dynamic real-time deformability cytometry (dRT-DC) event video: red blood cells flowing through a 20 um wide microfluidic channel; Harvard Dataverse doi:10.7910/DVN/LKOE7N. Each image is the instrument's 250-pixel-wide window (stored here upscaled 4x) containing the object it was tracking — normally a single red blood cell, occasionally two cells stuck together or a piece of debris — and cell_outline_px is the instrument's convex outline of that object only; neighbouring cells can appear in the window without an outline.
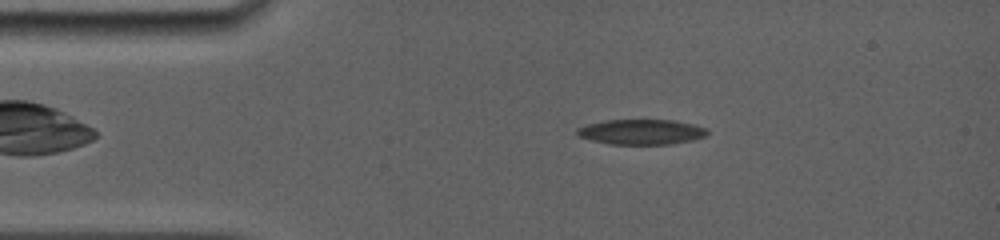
{"species": "common noctule bat (a hibernating species)", "species_latin": "Nyctalus noctula", "temperature_condition": "room temperature", "stored_images_in_passage": 45, "camera_frame_rate_fps": 5000, "um_per_image_px": 0.085, "animal": {"sex": "female", "body_mass_g": 19.0, "forearm_length_mm": 56.7}, "frame": {"image": 1, "passage_image": 8, "time_ms": 2.6, "image_size_px": [1000, 240], "cell_outline_px": [[708, 136], [696, 140], [672, 144], [612, 144], [592, 140], [580, 136], [576, 132], [576, 128], [588, 124], [604, 120], [672, 120], [692, 124], [708, 128]], "centroid_in_image_um": [54.58, 11.21], "position_along_channel_um": 30.4, "area_um2": 19.19}}
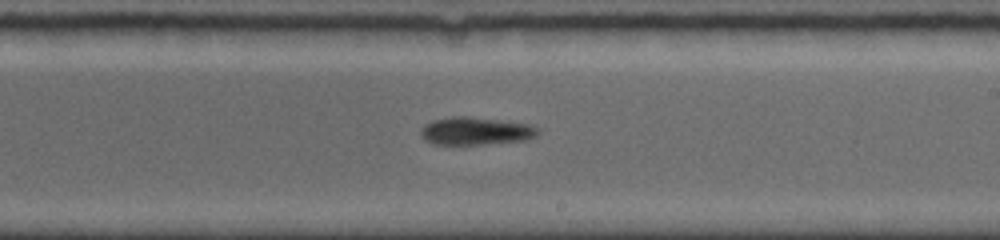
{"frame": {"image": 2, "passage_image": 27, "time_ms": 9.2, "image_size_px": [1000, 240], "cell_outline_px": [[540, 132], [536, 136], [528, 140], [484, 144], [436, 144], [424, 140], [420, 132], [420, 128], [424, 124], [432, 120], [452, 116], [468, 116], [500, 120], [528, 124], [540, 128]], "centroid_in_image_um": [40.44, 11.13], "position_along_channel_um": 248.6, "area_um2": 19.13}}
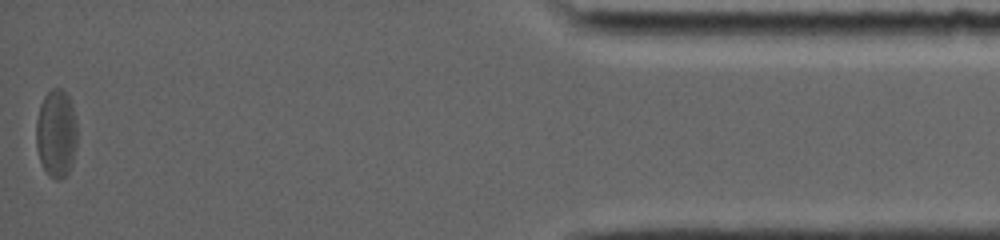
{"frame": {"image": 3, "passage_image": 45, "time_ms": 15.6, "image_size_px": [1000, 240], "cell_outline_px": [[76, 148], [72, 164], [68, 172], [60, 180], [56, 180], [44, 168], [40, 160], [36, 148], [36, 120], [40, 104], [44, 96], [52, 88], [60, 88], [68, 96], [72, 104], [76, 116]], "centroid_in_image_um": [4.78, 11.32], "position_along_channel_um": 430.4, "area_um2": 21.1}, "authors_computed_cell_mechanics": {"area_um2": 19.8832, "velocity_mm_per_s": 3.8937, "shape_relaxation_time_tau1_ms": null, "shape_relaxation_time_tau2_ms": 1.1596, "deformation_change_tau1": null, "deformation_change_tau2": 0.067}}